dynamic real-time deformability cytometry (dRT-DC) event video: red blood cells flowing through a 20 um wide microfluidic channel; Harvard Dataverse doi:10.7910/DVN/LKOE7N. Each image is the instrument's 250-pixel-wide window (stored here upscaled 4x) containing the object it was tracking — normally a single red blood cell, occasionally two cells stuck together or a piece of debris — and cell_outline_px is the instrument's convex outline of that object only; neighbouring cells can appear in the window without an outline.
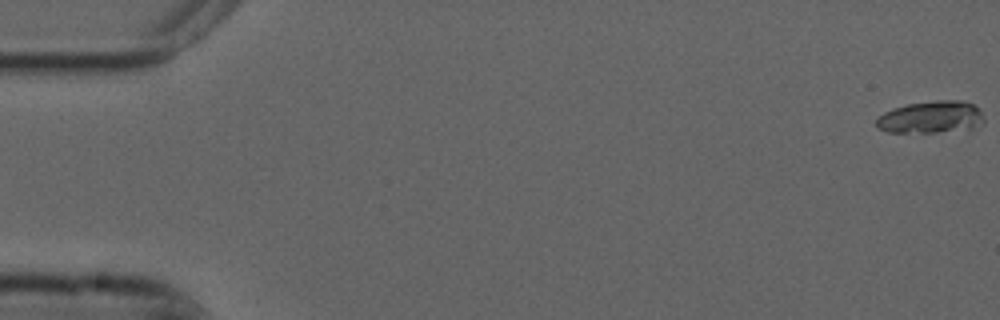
{"species": "common noctule bat (a hibernating species)", "species_latin": "Nyctalus noctula", "temperature_condition": "cold", "stored_images_in_passage": 10, "camera_frame_rate_fps": 3000, "um_per_image_px": 0.085, "animal": {"sex": "male", "forearm_length_mm": 52.5}, "frame": {"image": 1, "passage_image": 1, "time_ms": 0.0, "image_size_px": [1000, 320], "cell_outline_px": [[984, 124], [968, 132], [888, 132], [876, 128], [876, 120], [884, 112], [892, 108], [908, 104], [936, 100], [960, 100], [972, 104], [984, 116]], "centroid_in_image_um": [79.19, 9.99], "position_along_channel_um": 5.8, "area_um2": 20.69}}
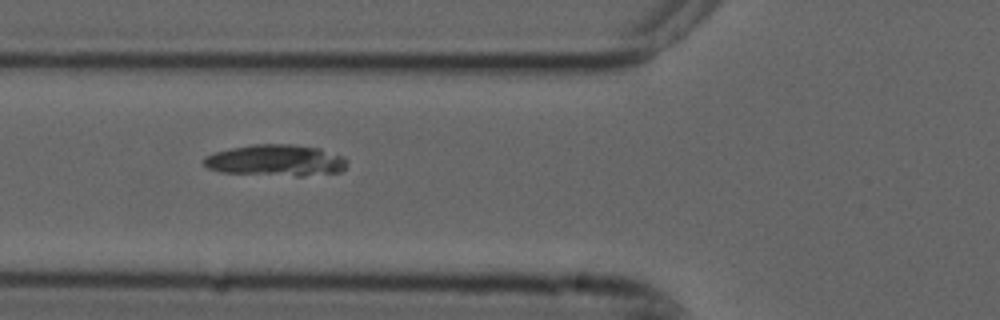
{"frame": {"image": 2, "passage_image": 6, "time_ms": 1.667, "image_size_px": [1000, 320], "cell_outline_px": [[348, 160], [344, 168], [340, 172], [300, 176], [296, 176], [220, 172], [208, 168], [200, 160], [204, 156], [212, 152], [252, 144], [288, 144], [320, 148], [344, 156]], "centroid_in_image_um": [23.42, 13.63], "position_along_channel_um": 102.4, "area_um2": 26.41}}
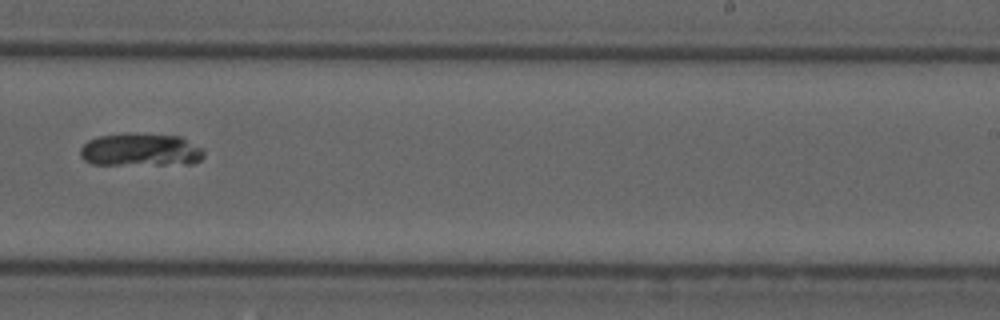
{"frame": {"image": 3, "passage_image": 10, "time_ms": 3.0, "image_size_px": [1000, 320], "cell_outline_px": [[204, 156], [200, 160], [192, 164], [92, 164], [84, 160], [80, 156], [80, 148], [88, 140], [96, 136], [128, 132], [180, 136], [204, 148]], "centroid_in_image_um": [11.96, 12.72], "position_along_channel_um": 277.0, "area_um2": 24.1}}